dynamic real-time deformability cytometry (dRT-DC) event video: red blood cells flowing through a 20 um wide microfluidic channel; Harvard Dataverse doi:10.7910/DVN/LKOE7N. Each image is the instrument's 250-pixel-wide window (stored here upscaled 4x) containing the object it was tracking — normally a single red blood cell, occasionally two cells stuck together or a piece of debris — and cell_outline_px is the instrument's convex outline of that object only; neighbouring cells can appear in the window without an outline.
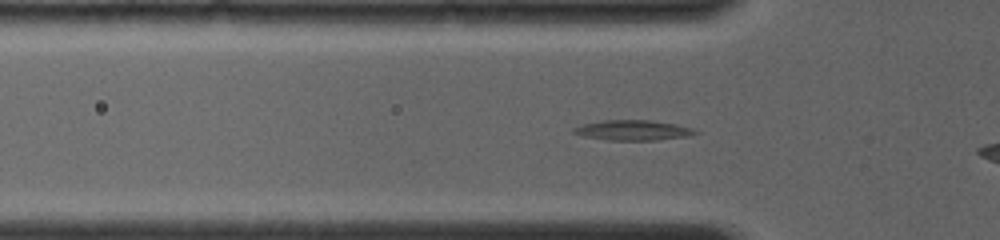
{"species": "common noctule bat (a hibernating species)", "species_latin": "Nyctalus noctula", "temperature_condition": "room temperature", "stored_images_in_passage": 19, "segment_of_instrument_passage": [1, 2], "camera_frame_rate_fps": 4000, "um_per_image_px": 0.085, "animal": {"sex": "female", "body_mass_g": 19.0, "forearm_length_mm": 56.7}, "frame": {"image": 1, "passage_image": 9, "time_ms": 1.75, "image_size_px": [1000, 240], "cell_outline_px": [[700, 132], [692, 136], [656, 140], [608, 140], [584, 136], [572, 132], [572, 128], [584, 124], [604, 120], [652, 120], [676, 124], [692, 128]], "centroid_in_image_um": [53.86, 11.07], "position_along_channel_um": 71.9, "area_um2": 14.33}}
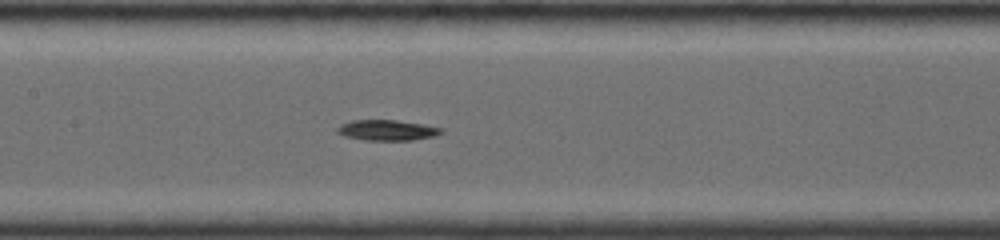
{"frame": {"image": 2, "passage_image": 16, "time_ms": 4.25, "image_size_px": [1000, 240], "cell_outline_px": [[444, 132], [432, 136], [412, 140], [364, 140], [344, 136], [336, 132], [336, 128], [340, 124], [352, 120], [396, 120], [424, 124], [444, 128]], "centroid_in_image_um": [32.89, 11.06], "position_along_channel_um": 174.5, "area_um2": 12.54}}
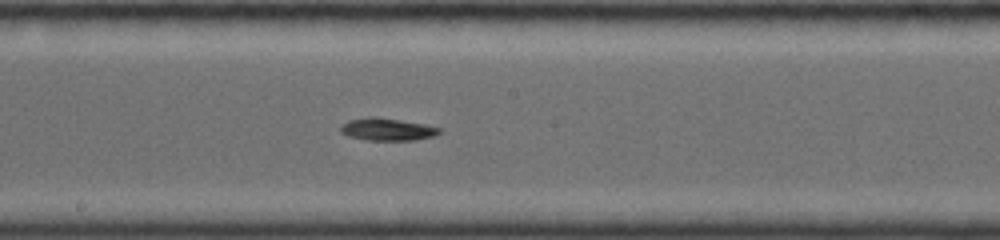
{"frame": {"image": 3, "passage_image": 18, "time_ms": 5.25, "image_size_px": [1000, 240], "cell_outline_px": [[440, 132], [436, 136], [416, 140], [368, 140], [348, 136], [340, 132], [340, 128], [348, 120], [368, 116], [376, 116], [424, 124], [440, 128]], "centroid_in_image_um": [32.92, 10.99], "position_along_channel_um": 215.3, "area_um2": 12.95}}